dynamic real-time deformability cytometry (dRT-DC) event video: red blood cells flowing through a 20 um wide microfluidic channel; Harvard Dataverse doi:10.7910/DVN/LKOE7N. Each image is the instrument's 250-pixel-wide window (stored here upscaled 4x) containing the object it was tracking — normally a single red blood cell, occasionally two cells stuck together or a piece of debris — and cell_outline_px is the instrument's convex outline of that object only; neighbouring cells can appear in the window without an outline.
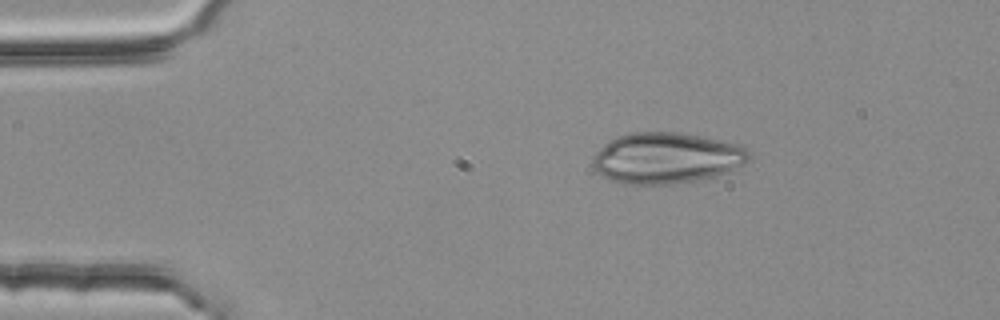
{"species": "common noctule bat (a hibernating species)", "species_latin": "Nyctalus noctula", "temperature_condition": "room temperature", "stored_images_in_passage": 3, "camera_frame_rate_fps": 3000, "um_per_image_px": 0.085, "animal": {"sex": "female", "body_mass_g": 25.1}, "frame": {"image": 1, "passage_image": 1, "time_ms": 0.0, "image_size_px": [1000, 320], "cell_outline_px": [[748, 160], [728, 172], [696, 180], [672, 184], [624, 184], [612, 180], [596, 172], [592, 168], [592, 160], [596, 152], [604, 144], [620, 136], [632, 132], [676, 132], [740, 144], [748, 152]], "centroid_in_image_um": [56.6, 13.44], "position_along_channel_um": 28.4, "area_um2": 45.89}}